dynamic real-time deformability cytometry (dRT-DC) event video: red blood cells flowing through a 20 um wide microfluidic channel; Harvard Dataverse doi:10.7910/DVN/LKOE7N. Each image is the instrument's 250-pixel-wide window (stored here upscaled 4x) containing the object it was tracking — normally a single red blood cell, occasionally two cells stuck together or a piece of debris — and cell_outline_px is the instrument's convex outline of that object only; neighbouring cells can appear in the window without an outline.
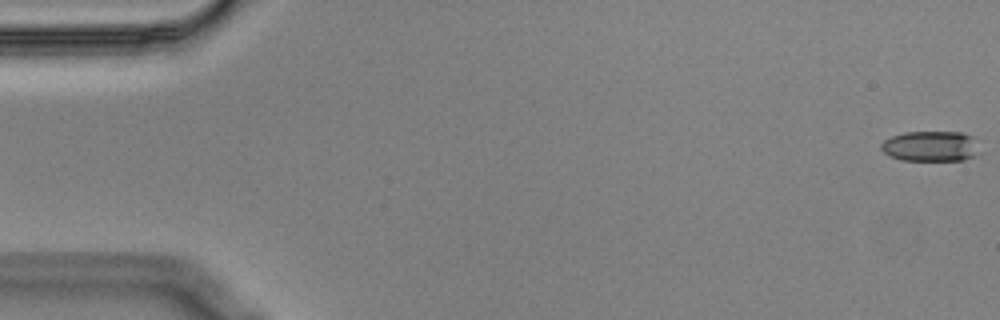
{"species": "Egyptian fruit bat (a non-hibernating species)", "species_latin": "Rousettus aegyptiacus", "temperature_condition": "cold", "stored_images_in_passage": 56, "segment_of_instrument_passage": [1, 2], "camera_frame_rate_fps": 3000, "um_per_image_px": 0.085, "animal": {"sex": "male"}, "frame": {"image": 1, "passage_image": 1, "time_ms": 0.0, "image_size_px": [1000, 320], "cell_outline_px": [[984, 152], [976, 156], [964, 160], [900, 160], [888, 156], [880, 148], [880, 144], [884, 140], [892, 136], [904, 132], [960, 132], [972, 136]], "centroid_in_image_um": [79.16, 12.44], "position_along_channel_um": 5.8, "area_um2": 17.86}}
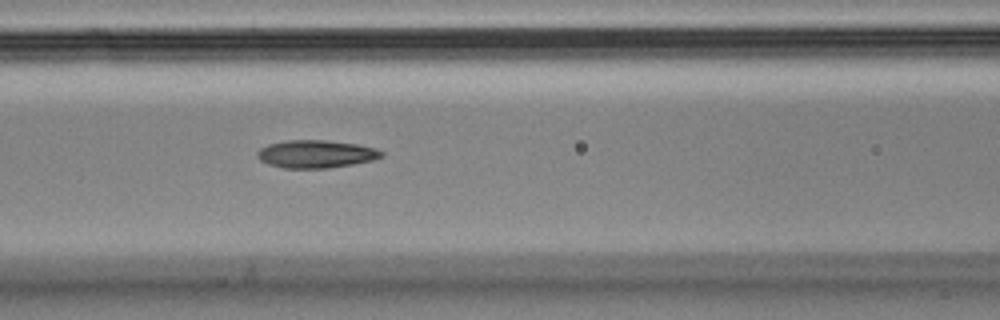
{"frame": {"image": 2, "passage_image": 24, "time_ms": 7.667, "image_size_px": [1000, 320], "cell_outline_px": [[384, 156], [372, 160], [352, 164], [328, 168], [284, 168], [268, 164], [260, 160], [256, 156], [256, 152], [260, 148], [268, 144], [288, 140], [324, 140], [356, 144], [376, 148], [384, 152]], "centroid_in_image_um": [26.84, 13.09], "position_along_channel_um": 139.8, "area_um2": 20.11}}
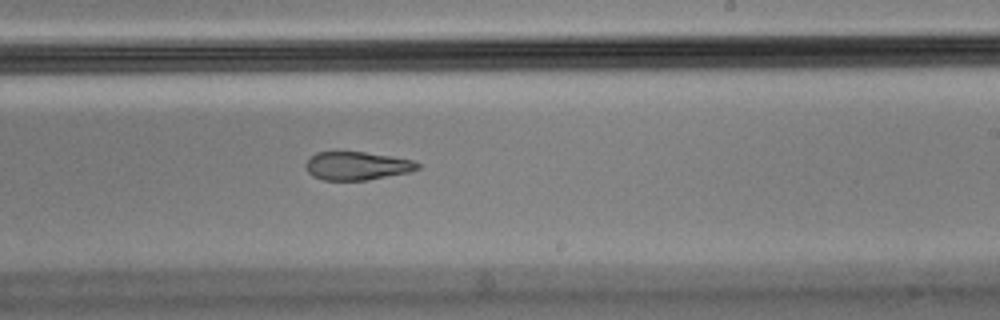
{"frame": {"image": 3, "passage_image": 34, "time_ms": 11.0, "image_size_px": [1000, 320], "cell_outline_px": [[420, 168], [408, 172], [368, 180], [324, 180], [312, 176], [304, 168], [304, 164], [316, 152], [364, 152], [392, 156], [412, 160], [420, 164]], "centroid_in_image_um": [30.32, 14.1], "position_along_channel_um": 258.7, "area_um2": 18.44}}